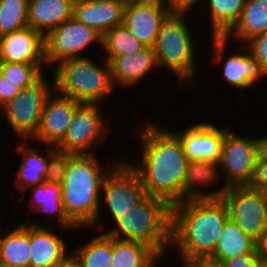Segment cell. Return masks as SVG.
Wrapping results in <instances>:
<instances>
[{"label":"cell","instance_id":"obj_17","mask_svg":"<svg viewBox=\"0 0 267 267\" xmlns=\"http://www.w3.org/2000/svg\"><path fill=\"white\" fill-rule=\"evenodd\" d=\"M0 62L46 64L44 36L30 27L1 36Z\"/></svg>","mask_w":267,"mask_h":267},{"label":"cell","instance_id":"obj_4","mask_svg":"<svg viewBox=\"0 0 267 267\" xmlns=\"http://www.w3.org/2000/svg\"><path fill=\"white\" fill-rule=\"evenodd\" d=\"M114 221L108 237L143 242L159 255L171 247L172 206L159 197L146 195Z\"/></svg>","mask_w":267,"mask_h":267},{"label":"cell","instance_id":"obj_24","mask_svg":"<svg viewBox=\"0 0 267 267\" xmlns=\"http://www.w3.org/2000/svg\"><path fill=\"white\" fill-rule=\"evenodd\" d=\"M163 256L143 242L112 238V267H152Z\"/></svg>","mask_w":267,"mask_h":267},{"label":"cell","instance_id":"obj_41","mask_svg":"<svg viewBox=\"0 0 267 267\" xmlns=\"http://www.w3.org/2000/svg\"><path fill=\"white\" fill-rule=\"evenodd\" d=\"M197 267H223L221 261L211 259L210 257H199L191 260Z\"/></svg>","mask_w":267,"mask_h":267},{"label":"cell","instance_id":"obj_21","mask_svg":"<svg viewBox=\"0 0 267 267\" xmlns=\"http://www.w3.org/2000/svg\"><path fill=\"white\" fill-rule=\"evenodd\" d=\"M105 60L109 63L111 79L115 88L117 85L124 87L134 85L148 75L147 73L152 69L158 68L153 47L150 46H145L133 55L105 58Z\"/></svg>","mask_w":267,"mask_h":267},{"label":"cell","instance_id":"obj_29","mask_svg":"<svg viewBox=\"0 0 267 267\" xmlns=\"http://www.w3.org/2000/svg\"><path fill=\"white\" fill-rule=\"evenodd\" d=\"M71 260L78 267H112V237L104 233L77 247Z\"/></svg>","mask_w":267,"mask_h":267},{"label":"cell","instance_id":"obj_12","mask_svg":"<svg viewBox=\"0 0 267 267\" xmlns=\"http://www.w3.org/2000/svg\"><path fill=\"white\" fill-rule=\"evenodd\" d=\"M257 162L256 139L239 136L229 128L222 144L220 165L224 183L229 186L249 185Z\"/></svg>","mask_w":267,"mask_h":267},{"label":"cell","instance_id":"obj_13","mask_svg":"<svg viewBox=\"0 0 267 267\" xmlns=\"http://www.w3.org/2000/svg\"><path fill=\"white\" fill-rule=\"evenodd\" d=\"M54 93L47 97L39 129L31 139L43 142L44 145L46 143L47 146H56L64 138L74 111L81 104L79 101Z\"/></svg>","mask_w":267,"mask_h":267},{"label":"cell","instance_id":"obj_7","mask_svg":"<svg viewBox=\"0 0 267 267\" xmlns=\"http://www.w3.org/2000/svg\"><path fill=\"white\" fill-rule=\"evenodd\" d=\"M42 74L34 83L20 89L19 93L1 108L6 121L18 139L31 140L37 133L44 103L54 88ZM52 91V92H51Z\"/></svg>","mask_w":267,"mask_h":267},{"label":"cell","instance_id":"obj_22","mask_svg":"<svg viewBox=\"0 0 267 267\" xmlns=\"http://www.w3.org/2000/svg\"><path fill=\"white\" fill-rule=\"evenodd\" d=\"M73 0H28V27L44 37L73 17Z\"/></svg>","mask_w":267,"mask_h":267},{"label":"cell","instance_id":"obj_46","mask_svg":"<svg viewBox=\"0 0 267 267\" xmlns=\"http://www.w3.org/2000/svg\"><path fill=\"white\" fill-rule=\"evenodd\" d=\"M61 267H78L72 260H70L67 264Z\"/></svg>","mask_w":267,"mask_h":267},{"label":"cell","instance_id":"obj_19","mask_svg":"<svg viewBox=\"0 0 267 267\" xmlns=\"http://www.w3.org/2000/svg\"><path fill=\"white\" fill-rule=\"evenodd\" d=\"M126 0L75 1L73 18L103 36L123 24Z\"/></svg>","mask_w":267,"mask_h":267},{"label":"cell","instance_id":"obj_6","mask_svg":"<svg viewBox=\"0 0 267 267\" xmlns=\"http://www.w3.org/2000/svg\"><path fill=\"white\" fill-rule=\"evenodd\" d=\"M185 16L187 14H171L162 24L153 46L158 67H167L182 85L193 80L197 69L191 30Z\"/></svg>","mask_w":267,"mask_h":267},{"label":"cell","instance_id":"obj_37","mask_svg":"<svg viewBox=\"0 0 267 267\" xmlns=\"http://www.w3.org/2000/svg\"><path fill=\"white\" fill-rule=\"evenodd\" d=\"M20 91V88L5 80L4 77L0 75V109L10 102Z\"/></svg>","mask_w":267,"mask_h":267},{"label":"cell","instance_id":"obj_33","mask_svg":"<svg viewBox=\"0 0 267 267\" xmlns=\"http://www.w3.org/2000/svg\"><path fill=\"white\" fill-rule=\"evenodd\" d=\"M42 65L0 62V75L20 89L34 83L42 74Z\"/></svg>","mask_w":267,"mask_h":267},{"label":"cell","instance_id":"obj_31","mask_svg":"<svg viewBox=\"0 0 267 267\" xmlns=\"http://www.w3.org/2000/svg\"><path fill=\"white\" fill-rule=\"evenodd\" d=\"M102 47L106 58L133 55L145 46L123 25L116 26L102 36Z\"/></svg>","mask_w":267,"mask_h":267},{"label":"cell","instance_id":"obj_16","mask_svg":"<svg viewBox=\"0 0 267 267\" xmlns=\"http://www.w3.org/2000/svg\"><path fill=\"white\" fill-rule=\"evenodd\" d=\"M228 126L222 129L211 123L191 125L182 132L172 131L181 141L188 160L220 161Z\"/></svg>","mask_w":267,"mask_h":267},{"label":"cell","instance_id":"obj_9","mask_svg":"<svg viewBox=\"0 0 267 267\" xmlns=\"http://www.w3.org/2000/svg\"><path fill=\"white\" fill-rule=\"evenodd\" d=\"M223 201L229 218L256 242L267 228V194L248 185L230 186Z\"/></svg>","mask_w":267,"mask_h":267},{"label":"cell","instance_id":"obj_2","mask_svg":"<svg viewBox=\"0 0 267 267\" xmlns=\"http://www.w3.org/2000/svg\"><path fill=\"white\" fill-rule=\"evenodd\" d=\"M229 219L223 200H183L172 206L171 245L180 258L210 257Z\"/></svg>","mask_w":267,"mask_h":267},{"label":"cell","instance_id":"obj_42","mask_svg":"<svg viewBox=\"0 0 267 267\" xmlns=\"http://www.w3.org/2000/svg\"><path fill=\"white\" fill-rule=\"evenodd\" d=\"M255 139L257 146V160L267 161V136Z\"/></svg>","mask_w":267,"mask_h":267},{"label":"cell","instance_id":"obj_15","mask_svg":"<svg viewBox=\"0 0 267 267\" xmlns=\"http://www.w3.org/2000/svg\"><path fill=\"white\" fill-rule=\"evenodd\" d=\"M171 14L166 4L126 3L122 25L144 46L153 47L162 24Z\"/></svg>","mask_w":267,"mask_h":267},{"label":"cell","instance_id":"obj_5","mask_svg":"<svg viewBox=\"0 0 267 267\" xmlns=\"http://www.w3.org/2000/svg\"><path fill=\"white\" fill-rule=\"evenodd\" d=\"M104 61L103 66L87 57L61 61L54 72L53 92L81 103H101L115 90L109 63Z\"/></svg>","mask_w":267,"mask_h":267},{"label":"cell","instance_id":"obj_1","mask_svg":"<svg viewBox=\"0 0 267 267\" xmlns=\"http://www.w3.org/2000/svg\"><path fill=\"white\" fill-rule=\"evenodd\" d=\"M145 123L139 132L142 162L131 166L139 174L146 195L159 197L173 206L182 202L187 156L181 141L170 129L158 127L152 122Z\"/></svg>","mask_w":267,"mask_h":267},{"label":"cell","instance_id":"obj_43","mask_svg":"<svg viewBox=\"0 0 267 267\" xmlns=\"http://www.w3.org/2000/svg\"><path fill=\"white\" fill-rule=\"evenodd\" d=\"M167 0H126V3H155L166 4Z\"/></svg>","mask_w":267,"mask_h":267},{"label":"cell","instance_id":"obj_20","mask_svg":"<svg viewBox=\"0 0 267 267\" xmlns=\"http://www.w3.org/2000/svg\"><path fill=\"white\" fill-rule=\"evenodd\" d=\"M217 167L221 169L220 161L188 160L186 174L182 184V201L223 200L230 188L227 183L221 189L215 190V192L209 193L198 190V186H208L217 180V175L219 174Z\"/></svg>","mask_w":267,"mask_h":267},{"label":"cell","instance_id":"obj_3","mask_svg":"<svg viewBox=\"0 0 267 267\" xmlns=\"http://www.w3.org/2000/svg\"><path fill=\"white\" fill-rule=\"evenodd\" d=\"M109 171L101 169L95 154H74L69 159L61 184L62 207L75 227L97 226L102 211L100 193Z\"/></svg>","mask_w":267,"mask_h":267},{"label":"cell","instance_id":"obj_47","mask_svg":"<svg viewBox=\"0 0 267 267\" xmlns=\"http://www.w3.org/2000/svg\"><path fill=\"white\" fill-rule=\"evenodd\" d=\"M158 262H159V261L157 260V262H156L152 267H155V266L158 264Z\"/></svg>","mask_w":267,"mask_h":267},{"label":"cell","instance_id":"obj_11","mask_svg":"<svg viewBox=\"0 0 267 267\" xmlns=\"http://www.w3.org/2000/svg\"><path fill=\"white\" fill-rule=\"evenodd\" d=\"M102 192L111 216L115 220L146 196L143 182L137 171L125 160L111 167L104 179Z\"/></svg>","mask_w":267,"mask_h":267},{"label":"cell","instance_id":"obj_34","mask_svg":"<svg viewBox=\"0 0 267 267\" xmlns=\"http://www.w3.org/2000/svg\"><path fill=\"white\" fill-rule=\"evenodd\" d=\"M73 153L54 149L49 154L45 182L60 185L64 182L66 168Z\"/></svg>","mask_w":267,"mask_h":267},{"label":"cell","instance_id":"obj_18","mask_svg":"<svg viewBox=\"0 0 267 267\" xmlns=\"http://www.w3.org/2000/svg\"><path fill=\"white\" fill-rule=\"evenodd\" d=\"M49 226L30 223V267H61L71 260L66 242Z\"/></svg>","mask_w":267,"mask_h":267},{"label":"cell","instance_id":"obj_36","mask_svg":"<svg viewBox=\"0 0 267 267\" xmlns=\"http://www.w3.org/2000/svg\"><path fill=\"white\" fill-rule=\"evenodd\" d=\"M250 188L267 194V161L257 160Z\"/></svg>","mask_w":267,"mask_h":267},{"label":"cell","instance_id":"obj_40","mask_svg":"<svg viewBox=\"0 0 267 267\" xmlns=\"http://www.w3.org/2000/svg\"><path fill=\"white\" fill-rule=\"evenodd\" d=\"M255 246L258 258L267 261V228L260 234Z\"/></svg>","mask_w":267,"mask_h":267},{"label":"cell","instance_id":"obj_26","mask_svg":"<svg viewBox=\"0 0 267 267\" xmlns=\"http://www.w3.org/2000/svg\"><path fill=\"white\" fill-rule=\"evenodd\" d=\"M246 50L248 53L236 54L235 52L226 62H223V77L234 88L245 89L266 76L247 47Z\"/></svg>","mask_w":267,"mask_h":267},{"label":"cell","instance_id":"obj_28","mask_svg":"<svg viewBox=\"0 0 267 267\" xmlns=\"http://www.w3.org/2000/svg\"><path fill=\"white\" fill-rule=\"evenodd\" d=\"M31 187H34L32 191V199L29 201L31 211L37 213L46 212L48 214H57V222L63 228L67 230L70 227H75L68 220L62 207L63 198L60 185L43 182L42 184H37Z\"/></svg>","mask_w":267,"mask_h":267},{"label":"cell","instance_id":"obj_39","mask_svg":"<svg viewBox=\"0 0 267 267\" xmlns=\"http://www.w3.org/2000/svg\"><path fill=\"white\" fill-rule=\"evenodd\" d=\"M200 0H167L166 6L172 14H187Z\"/></svg>","mask_w":267,"mask_h":267},{"label":"cell","instance_id":"obj_25","mask_svg":"<svg viewBox=\"0 0 267 267\" xmlns=\"http://www.w3.org/2000/svg\"><path fill=\"white\" fill-rule=\"evenodd\" d=\"M30 246V225L22 223L6 236H0V264L7 267H30Z\"/></svg>","mask_w":267,"mask_h":267},{"label":"cell","instance_id":"obj_23","mask_svg":"<svg viewBox=\"0 0 267 267\" xmlns=\"http://www.w3.org/2000/svg\"><path fill=\"white\" fill-rule=\"evenodd\" d=\"M26 142L27 140H25L23 144L21 140L17 147V151L21 154L23 161L19 171L16 173L17 177L14 181L18 190L22 191V194H25L24 191L31 186L45 182L49 154L55 149V146L49 145L48 156L45 157L43 155L41 156L37 149H34L31 146L29 147Z\"/></svg>","mask_w":267,"mask_h":267},{"label":"cell","instance_id":"obj_38","mask_svg":"<svg viewBox=\"0 0 267 267\" xmlns=\"http://www.w3.org/2000/svg\"><path fill=\"white\" fill-rule=\"evenodd\" d=\"M257 260V253H249L224 260L222 264L223 267H253Z\"/></svg>","mask_w":267,"mask_h":267},{"label":"cell","instance_id":"obj_35","mask_svg":"<svg viewBox=\"0 0 267 267\" xmlns=\"http://www.w3.org/2000/svg\"><path fill=\"white\" fill-rule=\"evenodd\" d=\"M246 44L250 54L267 75V31L248 40Z\"/></svg>","mask_w":267,"mask_h":267},{"label":"cell","instance_id":"obj_8","mask_svg":"<svg viewBox=\"0 0 267 267\" xmlns=\"http://www.w3.org/2000/svg\"><path fill=\"white\" fill-rule=\"evenodd\" d=\"M98 106L99 103H81L74 111L64 138L55 148L73 154H95L96 145L105 140L108 132Z\"/></svg>","mask_w":267,"mask_h":267},{"label":"cell","instance_id":"obj_10","mask_svg":"<svg viewBox=\"0 0 267 267\" xmlns=\"http://www.w3.org/2000/svg\"><path fill=\"white\" fill-rule=\"evenodd\" d=\"M44 42L46 64H58L67 59L85 57L81 52L87 46L96 42L102 46V36L72 17L52 29L44 37Z\"/></svg>","mask_w":267,"mask_h":267},{"label":"cell","instance_id":"obj_30","mask_svg":"<svg viewBox=\"0 0 267 267\" xmlns=\"http://www.w3.org/2000/svg\"><path fill=\"white\" fill-rule=\"evenodd\" d=\"M246 0H208L212 36H224L239 20Z\"/></svg>","mask_w":267,"mask_h":267},{"label":"cell","instance_id":"obj_45","mask_svg":"<svg viewBox=\"0 0 267 267\" xmlns=\"http://www.w3.org/2000/svg\"><path fill=\"white\" fill-rule=\"evenodd\" d=\"M253 267H267V261L258 258Z\"/></svg>","mask_w":267,"mask_h":267},{"label":"cell","instance_id":"obj_14","mask_svg":"<svg viewBox=\"0 0 267 267\" xmlns=\"http://www.w3.org/2000/svg\"><path fill=\"white\" fill-rule=\"evenodd\" d=\"M266 31L267 0H246L236 24L224 36L212 37V49L215 53V55L213 53L214 61L220 63L224 59V52L230 37H234L241 43H245Z\"/></svg>","mask_w":267,"mask_h":267},{"label":"cell","instance_id":"obj_32","mask_svg":"<svg viewBox=\"0 0 267 267\" xmlns=\"http://www.w3.org/2000/svg\"><path fill=\"white\" fill-rule=\"evenodd\" d=\"M28 27V0H1L0 36Z\"/></svg>","mask_w":267,"mask_h":267},{"label":"cell","instance_id":"obj_44","mask_svg":"<svg viewBox=\"0 0 267 267\" xmlns=\"http://www.w3.org/2000/svg\"><path fill=\"white\" fill-rule=\"evenodd\" d=\"M180 260H182L181 262L183 263L181 267H197L191 260H187L183 258H181Z\"/></svg>","mask_w":267,"mask_h":267},{"label":"cell","instance_id":"obj_27","mask_svg":"<svg viewBox=\"0 0 267 267\" xmlns=\"http://www.w3.org/2000/svg\"><path fill=\"white\" fill-rule=\"evenodd\" d=\"M256 253L255 241L230 218L226 221L211 259L224 261L229 258Z\"/></svg>","mask_w":267,"mask_h":267}]
</instances>
